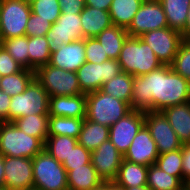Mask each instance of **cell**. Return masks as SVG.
<instances>
[{"label":"cell","instance_id":"1","mask_svg":"<svg viewBox=\"0 0 190 190\" xmlns=\"http://www.w3.org/2000/svg\"><path fill=\"white\" fill-rule=\"evenodd\" d=\"M190 101V81L163 65L148 74L134 77L131 109L163 111Z\"/></svg>","mask_w":190,"mask_h":190},{"label":"cell","instance_id":"2","mask_svg":"<svg viewBox=\"0 0 190 190\" xmlns=\"http://www.w3.org/2000/svg\"><path fill=\"white\" fill-rule=\"evenodd\" d=\"M121 71L134 77L148 74L163 66L151 47L139 37L128 36L118 58Z\"/></svg>","mask_w":190,"mask_h":190},{"label":"cell","instance_id":"3","mask_svg":"<svg viewBox=\"0 0 190 190\" xmlns=\"http://www.w3.org/2000/svg\"><path fill=\"white\" fill-rule=\"evenodd\" d=\"M86 119L110 127L132 111L130 104L101 90L86 94Z\"/></svg>","mask_w":190,"mask_h":190},{"label":"cell","instance_id":"4","mask_svg":"<svg viewBox=\"0 0 190 190\" xmlns=\"http://www.w3.org/2000/svg\"><path fill=\"white\" fill-rule=\"evenodd\" d=\"M44 150V143L20 130L13 122H0V154L33 158Z\"/></svg>","mask_w":190,"mask_h":190},{"label":"cell","instance_id":"5","mask_svg":"<svg viewBox=\"0 0 190 190\" xmlns=\"http://www.w3.org/2000/svg\"><path fill=\"white\" fill-rule=\"evenodd\" d=\"M32 161L33 190H68L67 171L45 149Z\"/></svg>","mask_w":190,"mask_h":190},{"label":"cell","instance_id":"6","mask_svg":"<svg viewBox=\"0 0 190 190\" xmlns=\"http://www.w3.org/2000/svg\"><path fill=\"white\" fill-rule=\"evenodd\" d=\"M49 94L34 78L25 91L11 97L8 122L32 114H49Z\"/></svg>","mask_w":190,"mask_h":190},{"label":"cell","instance_id":"7","mask_svg":"<svg viewBox=\"0 0 190 190\" xmlns=\"http://www.w3.org/2000/svg\"><path fill=\"white\" fill-rule=\"evenodd\" d=\"M35 79L43 86L50 97L84 94L79 86L76 72L46 64L35 71Z\"/></svg>","mask_w":190,"mask_h":190},{"label":"cell","instance_id":"8","mask_svg":"<svg viewBox=\"0 0 190 190\" xmlns=\"http://www.w3.org/2000/svg\"><path fill=\"white\" fill-rule=\"evenodd\" d=\"M31 14L30 3L23 0H0V42L26 34Z\"/></svg>","mask_w":190,"mask_h":190},{"label":"cell","instance_id":"9","mask_svg":"<svg viewBox=\"0 0 190 190\" xmlns=\"http://www.w3.org/2000/svg\"><path fill=\"white\" fill-rule=\"evenodd\" d=\"M121 72L118 60L108 59L105 62H85L78 70V82L82 93L88 94L101 90L103 84Z\"/></svg>","mask_w":190,"mask_h":190},{"label":"cell","instance_id":"10","mask_svg":"<svg viewBox=\"0 0 190 190\" xmlns=\"http://www.w3.org/2000/svg\"><path fill=\"white\" fill-rule=\"evenodd\" d=\"M148 44L163 65H171L183 41L181 32L167 28L148 31L139 37Z\"/></svg>","mask_w":190,"mask_h":190},{"label":"cell","instance_id":"11","mask_svg":"<svg viewBox=\"0 0 190 190\" xmlns=\"http://www.w3.org/2000/svg\"><path fill=\"white\" fill-rule=\"evenodd\" d=\"M167 27L166 15L160 1L144 0L127 29V33L131 37H140L148 31Z\"/></svg>","mask_w":190,"mask_h":190},{"label":"cell","instance_id":"12","mask_svg":"<svg viewBox=\"0 0 190 190\" xmlns=\"http://www.w3.org/2000/svg\"><path fill=\"white\" fill-rule=\"evenodd\" d=\"M145 125L156 143L159 154L181 149L182 143L162 111H146Z\"/></svg>","mask_w":190,"mask_h":190},{"label":"cell","instance_id":"13","mask_svg":"<svg viewBox=\"0 0 190 190\" xmlns=\"http://www.w3.org/2000/svg\"><path fill=\"white\" fill-rule=\"evenodd\" d=\"M4 187L7 190H33L32 158L4 156Z\"/></svg>","mask_w":190,"mask_h":190},{"label":"cell","instance_id":"14","mask_svg":"<svg viewBox=\"0 0 190 190\" xmlns=\"http://www.w3.org/2000/svg\"><path fill=\"white\" fill-rule=\"evenodd\" d=\"M144 124L145 112L132 110L109 127V140L124 155Z\"/></svg>","mask_w":190,"mask_h":190},{"label":"cell","instance_id":"15","mask_svg":"<svg viewBox=\"0 0 190 190\" xmlns=\"http://www.w3.org/2000/svg\"><path fill=\"white\" fill-rule=\"evenodd\" d=\"M46 37L50 41L51 50L83 39L80 14L61 13L58 20L51 25Z\"/></svg>","mask_w":190,"mask_h":190},{"label":"cell","instance_id":"16","mask_svg":"<svg viewBox=\"0 0 190 190\" xmlns=\"http://www.w3.org/2000/svg\"><path fill=\"white\" fill-rule=\"evenodd\" d=\"M91 163L104 182H113L123 160V154L108 139L91 152Z\"/></svg>","mask_w":190,"mask_h":190},{"label":"cell","instance_id":"17","mask_svg":"<svg viewBox=\"0 0 190 190\" xmlns=\"http://www.w3.org/2000/svg\"><path fill=\"white\" fill-rule=\"evenodd\" d=\"M158 156L159 153L156 143L151 137L149 129L144 124L134 137L126 153L123 155V159L149 167L156 163Z\"/></svg>","mask_w":190,"mask_h":190},{"label":"cell","instance_id":"18","mask_svg":"<svg viewBox=\"0 0 190 190\" xmlns=\"http://www.w3.org/2000/svg\"><path fill=\"white\" fill-rule=\"evenodd\" d=\"M85 62V38H83L52 50L49 65L77 72Z\"/></svg>","mask_w":190,"mask_h":190},{"label":"cell","instance_id":"19","mask_svg":"<svg viewBox=\"0 0 190 190\" xmlns=\"http://www.w3.org/2000/svg\"><path fill=\"white\" fill-rule=\"evenodd\" d=\"M86 94L54 96L49 98V116L86 118Z\"/></svg>","mask_w":190,"mask_h":190},{"label":"cell","instance_id":"20","mask_svg":"<svg viewBox=\"0 0 190 190\" xmlns=\"http://www.w3.org/2000/svg\"><path fill=\"white\" fill-rule=\"evenodd\" d=\"M83 38H93L113 25L109 11L85 6L80 13Z\"/></svg>","mask_w":190,"mask_h":190},{"label":"cell","instance_id":"21","mask_svg":"<svg viewBox=\"0 0 190 190\" xmlns=\"http://www.w3.org/2000/svg\"><path fill=\"white\" fill-rule=\"evenodd\" d=\"M163 114L182 144L190 143V101L165 108Z\"/></svg>","mask_w":190,"mask_h":190},{"label":"cell","instance_id":"22","mask_svg":"<svg viewBox=\"0 0 190 190\" xmlns=\"http://www.w3.org/2000/svg\"><path fill=\"white\" fill-rule=\"evenodd\" d=\"M148 166L122 160L118 175L113 183L119 188L147 185Z\"/></svg>","mask_w":190,"mask_h":190},{"label":"cell","instance_id":"23","mask_svg":"<svg viewBox=\"0 0 190 190\" xmlns=\"http://www.w3.org/2000/svg\"><path fill=\"white\" fill-rule=\"evenodd\" d=\"M68 190H93L104 181L90 162L67 172Z\"/></svg>","mask_w":190,"mask_h":190},{"label":"cell","instance_id":"24","mask_svg":"<svg viewBox=\"0 0 190 190\" xmlns=\"http://www.w3.org/2000/svg\"><path fill=\"white\" fill-rule=\"evenodd\" d=\"M108 139L109 127L90 121L86 118L84 119L81 132L77 139L78 144L92 152Z\"/></svg>","mask_w":190,"mask_h":190},{"label":"cell","instance_id":"25","mask_svg":"<svg viewBox=\"0 0 190 190\" xmlns=\"http://www.w3.org/2000/svg\"><path fill=\"white\" fill-rule=\"evenodd\" d=\"M129 36L127 30L116 25L104 29L95 38L103 46L105 53L111 60H118L123 43Z\"/></svg>","mask_w":190,"mask_h":190},{"label":"cell","instance_id":"26","mask_svg":"<svg viewBox=\"0 0 190 190\" xmlns=\"http://www.w3.org/2000/svg\"><path fill=\"white\" fill-rule=\"evenodd\" d=\"M144 0H113L109 14L113 25L128 29Z\"/></svg>","mask_w":190,"mask_h":190},{"label":"cell","instance_id":"27","mask_svg":"<svg viewBox=\"0 0 190 190\" xmlns=\"http://www.w3.org/2000/svg\"><path fill=\"white\" fill-rule=\"evenodd\" d=\"M166 15L168 27L182 32L187 22L190 0H159Z\"/></svg>","mask_w":190,"mask_h":190},{"label":"cell","instance_id":"28","mask_svg":"<svg viewBox=\"0 0 190 190\" xmlns=\"http://www.w3.org/2000/svg\"><path fill=\"white\" fill-rule=\"evenodd\" d=\"M134 76L120 72L117 76L103 84L101 91L122 100L131 106Z\"/></svg>","mask_w":190,"mask_h":190},{"label":"cell","instance_id":"29","mask_svg":"<svg viewBox=\"0 0 190 190\" xmlns=\"http://www.w3.org/2000/svg\"><path fill=\"white\" fill-rule=\"evenodd\" d=\"M50 41L46 36L28 37L29 70L49 64L51 57Z\"/></svg>","mask_w":190,"mask_h":190},{"label":"cell","instance_id":"30","mask_svg":"<svg viewBox=\"0 0 190 190\" xmlns=\"http://www.w3.org/2000/svg\"><path fill=\"white\" fill-rule=\"evenodd\" d=\"M13 123L26 134L39 138L45 144L48 137L49 114L27 115Z\"/></svg>","mask_w":190,"mask_h":190},{"label":"cell","instance_id":"31","mask_svg":"<svg viewBox=\"0 0 190 190\" xmlns=\"http://www.w3.org/2000/svg\"><path fill=\"white\" fill-rule=\"evenodd\" d=\"M147 186L151 190H183L184 182L152 164L148 167Z\"/></svg>","mask_w":190,"mask_h":190},{"label":"cell","instance_id":"32","mask_svg":"<svg viewBox=\"0 0 190 190\" xmlns=\"http://www.w3.org/2000/svg\"><path fill=\"white\" fill-rule=\"evenodd\" d=\"M84 119L49 116L48 136L66 135L78 139Z\"/></svg>","mask_w":190,"mask_h":190},{"label":"cell","instance_id":"33","mask_svg":"<svg viewBox=\"0 0 190 190\" xmlns=\"http://www.w3.org/2000/svg\"><path fill=\"white\" fill-rule=\"evenodd\" d=\"M34 78L35 71L23 68L20 72L1 77L0 89L12 97L23 93Z\"/></svg>","mask_w":190,"mask_h":190},{"label":"cell","instance_id":"34","mask_svg":"<svg viewBox=\"0 0 190 190\" xmlns=\"http://www.w3.org/2000/svg\"><path fill=\"white\" fill-rule=\"evenodd\" d=\"M77 144L78 141L76 138L66 135L48 136L44 144V149L62 164Z\"/></svg>","mask_w":190,"mask_h":190},{"label":"cell","instance_id":"35","mask_svg":"<svg viewBox=\"0 0 190 190\" xmlns=\"http://www.w3.org/2000/svg\"><path fill=\"white\" fill-rule=\"evenodd\" d=\"M10 56L24 69H29L28 36L3 39L0 42Z\"/></svg>","mask_w":190,"mask_h":190},{"label":"cell","instance_id":"36","mask_svg":"<svg viewBox=\"0 0 190 190\" xmlns=\"http://www.w3.org/2000/svg\"><path fill=\"white\" fill-rule=\"evenodd\" d=\"M155 164L166 173L183 181L181 149L159 154Z\"/></svg>","mask_w":190,"mask_h":190},{"label":"cell","instance_id":"37","mask_svg":"<svg viewBox=\"0 0 190 190\" xmlns=\"http://www.w3.org/2000/svg\"><path fill=\"white\" fill-rule=\"evenodd\" d=\"M30 6L32 13L50 21L52 24L58 20L61 14L58 0H33Z\"/></svg>","mask_w":190,"mask_h":190},{"label":"cell","instance_id":"38","mask_svg":"<svg viewBox=\"0 0 190 190\" xmlns=\"http://www.w3.org/2000/svg\"><path fill=\"white\" fill-rule=\"evenodd\" d=\"M171 67L176 73L190 81V41L181 42Z\"/></svg>","mask_w":190,"mask_h":190},{"label":"cell","instance_id":"39","mask_svg":"<svg viewBox=\"0 0 190 190\" xmlns=\"http://www.w3.org/2000/svg\"><path fill=\"white\" fill-rule=\"evenodd\" d=\"M91 152L82 145L77 144L69 154L68 158L62 163L67 172L74 168L81 167L91 162Z\"/></svg>","mask_w":190,"mask_h":190},{"label":"cell","instance_id":"40","mask_svg":"<svg viewBox=\"0 0 190 190\" xmlns=\"http://www.w3.org/2000/svg\"><path fill=\"white\" fill-rule=\"evenodd\" d=\"M85 56L86 61L90 63L101 64L109 59L103 49V46L95 37L85 38Z\"/></svg>","mask_w":190,"mask_h":190},{"label":"cell","instance_id":"41","mask_svg":"<svg viewBox=\"0 0 190 190\" xmlns=\"http://www.w3.org/2000/svg\"><path fill=\"white\" fill-rule=\"evenodd\" d=\"M52 23L48 20L40 18V16L31 12L27 25L26 36L28 37H40L46 36V33L50 30Z\"/></svg>","mask_w":190,"mask_h":190},{"label":"cell","instance_id":"42","mask_svg":"<svg viewBox=\"0 0 190 190\" xmlns=\"http://www.w3.org/2000/svg\"><path fill=\"white\" fill-rule=\"evenodd\" d=\"M23 67L16 62L7 50L0 45V75L1 77L20 72Z\"/></svg>","mask_w":190,"mask_h":190},{"label":"cell","instance_id":"43","mask_svg":"<svg viewBox=\"0 0 190 190\" xmlns=\"http://www.w3.org/2000/svg\"><path fill=\"white\" fill-rule=\"evenodd\" d=\"M61 13L80 14L85 8L84 0H58Z\"/></svg>","mask_w":190,"mask_h":190},{"label":"cell","instance_id":"44","mask_svg":"<svg viewBox=\"0 0 190 190\" xmlns=\"http://www.w3.org/2000/svg\"><path fill=\"white\" fill-rule=\"evenodd\" d=\"M183 182L190 179V143L181 145Z\"/></svg>","mask_w":190,"mask_h":190},{"label":"cell","instance_id":"45","mask_svg":"<svg viewBox=\"0 0 190 190\" xmlns=\"http://www.w3.org/2000/svg\"><path fill=\"white\" fill-rule=\"evenodd\" d=\"M11 96L0 89V122H8Z\"/></svg>","mask_w":190,"mask_h":190},{"label":"cell","instance_id":"46","mask_svg":"<svg viewBox=\"0 0 190 190\" xmlns=\"http://www.w3.org/2000/svg\"><path fill=\"white\" fill-rule=\"evenodd\" d=\"M113 0H84L85 6L109 11Z\"/></svg>","mask_w":190,"mask_h":190},{"label":"cell","instance_id":"47","mask_svg":"<svg viewBox=\"0 0 190 190\" xmlns=\"http://www.w3.org/2000/svg\"><path fill=\"white\" fill-rule=\"evenodd\" d=\"M181 34H182L183 40L190 41V7L187 14V22Z\"/></svg>","mask_w":190,"mask_h":190},{"label":"cell","instance_id":"48","mask_svg":"<svg viewBox=\"0 0 190 190\" xmlns=\"http://www.w3.org/2000/svg\"><path fill=\"white\" fill-rule=\"evenodd\" d=\"M93 190H122V188L117 187L113 182H103L99 187Z\"/></svg>","mask_w":190,"mask_h":190},{"label":"cell","instance_id":"49","mask_svg":"<svg viewBox=\"0 0 190 190\" xmlns=\"http://www.w3.org/2000/svg\"><path fill=\"white\" fill-rule=\"evenodd\" d=\"M0 187H4V156L0 154Z\"/></svg>","mask_w":190,"mask_h":190},{"label":"cell","instance_id":"50","mask_svg":"<svg viewBox=\"0 0 190 190\" xmlns=\"http://www.w3.org/2000/svg\"><path fill=\"white\" fill-rule=\"evenodd\" d=\"M122 190H151L147 185L140 187H130V188H122Z\"/></svg>","mask_w":190,"mask_h":190},{"label":"cell","instance_id":"51","mask_svg":"<svg viewBox=\"0 0 190 190\" xmlns=\"http://www.w3.org/2000/svg\"><path fill=\"white\" fill-rule=\"evenodd\" d=\"M184 190H190V179L184 182Z\"/></svg>","mask_w":190,"mask_h":190},{"label":"cell","instance_id":"52","mask_svg":"<svg viewBox=\"0 0 190 190\" xmlns=\"http://www.w3.org/2000/svg\"><path fill=\"white\" fill-rule=\"evenodd\" d=\"M23 1L31 3L33 0H23Z\"/></svg>","mask_w":190,"mask_h":190},{"label":"cell","instance_id":"53","mask_svg":"<svg viewBox=\"0 0 190 190\" xmlns=\"http://www.w3.org/2000/svg\"><path fill=\"white\" fill-rule=\"evenodd\" d=\"M0 190H7L5 187H0Z\"/></svg>","mask_w":190,"mask_h":190}]
</instances>
